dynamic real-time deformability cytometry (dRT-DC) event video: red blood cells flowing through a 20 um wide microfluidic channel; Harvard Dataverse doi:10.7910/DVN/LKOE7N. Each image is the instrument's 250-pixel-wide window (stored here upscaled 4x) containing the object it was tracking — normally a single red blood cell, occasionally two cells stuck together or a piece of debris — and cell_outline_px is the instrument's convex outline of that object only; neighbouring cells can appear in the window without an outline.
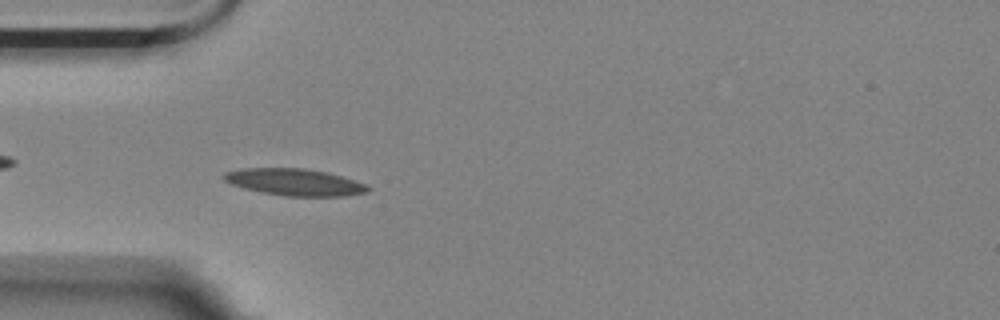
{"species": "Egyptian fruit bat (a non-hibernating species)", "species_latin": "Rousettus aegyptiacus", "temperature_condition": "room temperature", "stored_images_in_passage": 14, "camera_frame_rate_fps": 3000, "um_per_image_px": 0.085, "animal": {"sex": "female"}, "frame": {"image": 1, "passage_image": 4, "time_ms": 4.667, "image_size_px": [1000, 320], "cell_outline_px": [[372, 188], [368, 192], [344, 196], [284, 196], [260, 192], [244, 188], [232, 184], [224, 180], [220, 176], [224, 172], [244, 168], [304, 168], [328, 172], [364, 184]], "centroid_in_image_um": [25.01, 15.48], "position_along_channel_um": 60.0, "area_um2": 22.54}}
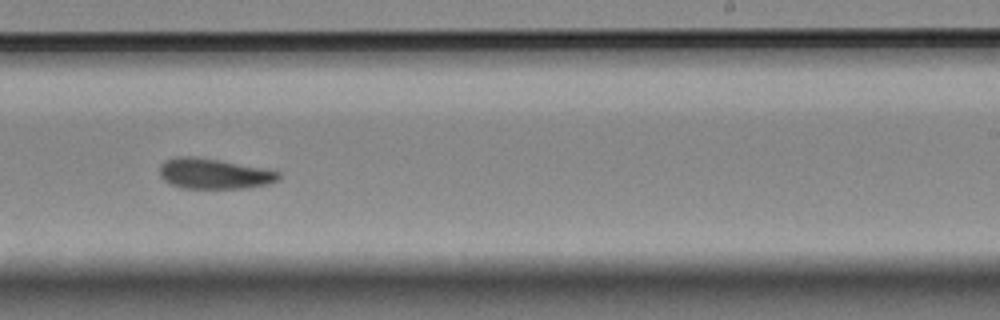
{"frame": {"image": 2, "passage_image": 9, "time_ms": 10.667, "image_size_px": [1000, 320], "cell_outline_px": [[280, 180], [268, 184], [248, 188], [180, 188], [164, 180], [160, 176], [160, 164], [164, 160], [176, 156], [196, 156], [220, 160], [264, 168], [280, 172]], "centroid_in_image_um": [18.19, 14.75], "position_along_channel_um": 270.8, "area_um2": 21.33}}
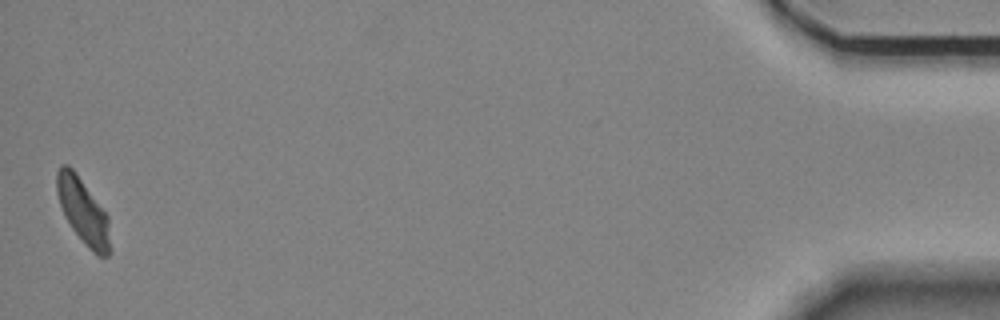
{"frame": {"image": 3, "passage_image": 14, "time_ms": 17.667, "image_size_px": [1000, 320], "cell_outline_px": [[112, 252], [108, 256], [96, 256], [88, 248], [72, 228], [64, 216], [56, 192], [56, 172], [60, 164], [68, 164], [72, 168], [108, 216]], "centroid_in_image_um": [7.07, 17.99], "position_along_channel_um": 428.1, "area_um2": 20.4}, "authors_computed_cell_mechanics": {"area_um2": 20.9814, "velocity_mm_per_s": 3.5525, "shape_relaxation_time_tau1_ms": 4.2943, "shape_relaxation_time_tau2_ms": 2.5894, "deformation_change_tau1": 0.0908, "deformation_change_tau2": 0.0741}}